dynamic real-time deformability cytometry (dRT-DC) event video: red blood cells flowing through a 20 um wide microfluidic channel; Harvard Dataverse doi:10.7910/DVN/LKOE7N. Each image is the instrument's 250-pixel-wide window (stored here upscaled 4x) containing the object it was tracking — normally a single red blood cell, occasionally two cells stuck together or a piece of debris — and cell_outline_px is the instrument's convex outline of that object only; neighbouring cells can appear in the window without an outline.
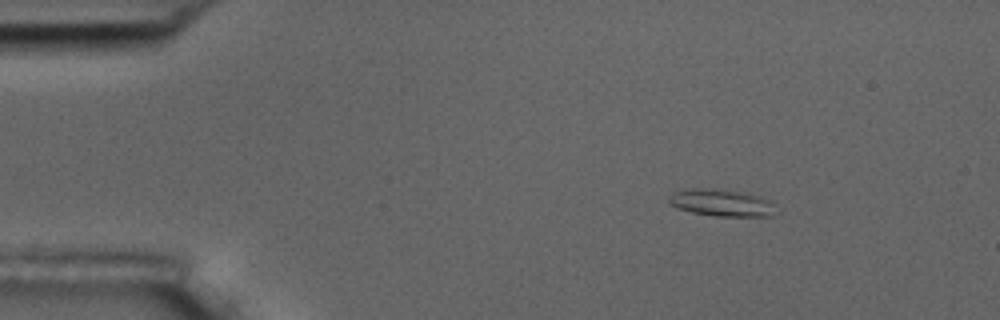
{"species": "common noctule bat (a hibernating species)", "species_latin": "Nyctalus noctula", "temperature_condition": "room temperature", "stored_images_in_passage": 9, "camera_frame_rate_fps": 3000, "um_per_image_px": 0.085, "animal": {"sex": "male", "body_mass_g": 17.5, "forearm_length_mm": 52.3}, "frame": {"image": 1, "passage_image": 2, "time_ms": 1.333, "image_size_px": [1000, 320], "cell_outline_px": [[780, 212], [772, 216], [716, 216], [692, 212], [676, 208], [668, 204], [668, 196], [672, 192], [684, 188], [712, 188], [744, 192], [760, 196], [772, 200], [776, 204]], "centroid_in_image_um": [61.37, 17.23], "position_along_channel_um": 23.6, "area_um2": 17.57}}
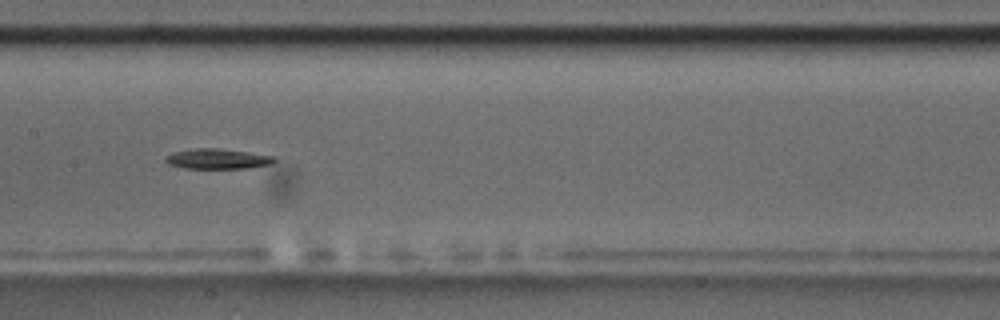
{"frame": {"image": 2, "passage_image": 7, "time_ms": 8.0, "image_size_px": [1000, 320], "cell_outline_px": [[276, 160], [272, 164], [248, 168], [184, 168], [168, 164], [164, 160], [172, 152], [192, 148], [216, 148], [248, 152], [272, 156]], "centroid_in_image_um": [18.47, 13.5], "position_along_channel_um": 188.9, "area_um2": 12.72}}
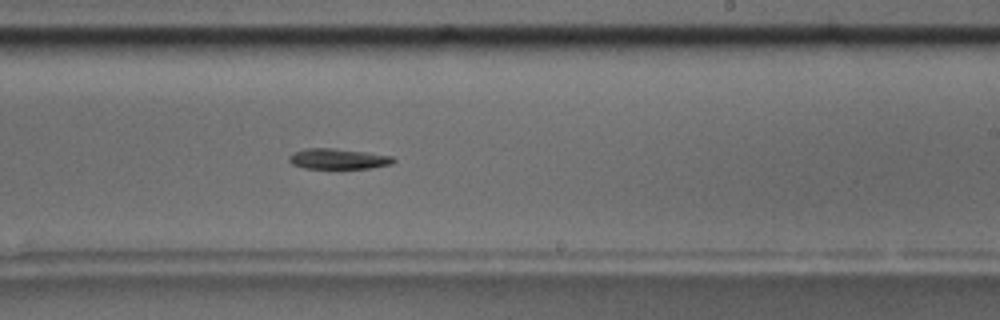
{"frame": {"image": 3, "passage_image": 9, "time_ms": 10.0, "image_size_px": [1000, 320], "cell_outline_px": [[396, 160], [392, 164], [368, 168], [304, 168], [292, 164], [288, 160], [288, 156], [292, 152], [308, 148], [332, 148], [364, 152], [392, 156]], "centroid_in_image_um": [28.71, 13.5], "position_along_channel_um": 260.3, "area_um2": 12.37}}